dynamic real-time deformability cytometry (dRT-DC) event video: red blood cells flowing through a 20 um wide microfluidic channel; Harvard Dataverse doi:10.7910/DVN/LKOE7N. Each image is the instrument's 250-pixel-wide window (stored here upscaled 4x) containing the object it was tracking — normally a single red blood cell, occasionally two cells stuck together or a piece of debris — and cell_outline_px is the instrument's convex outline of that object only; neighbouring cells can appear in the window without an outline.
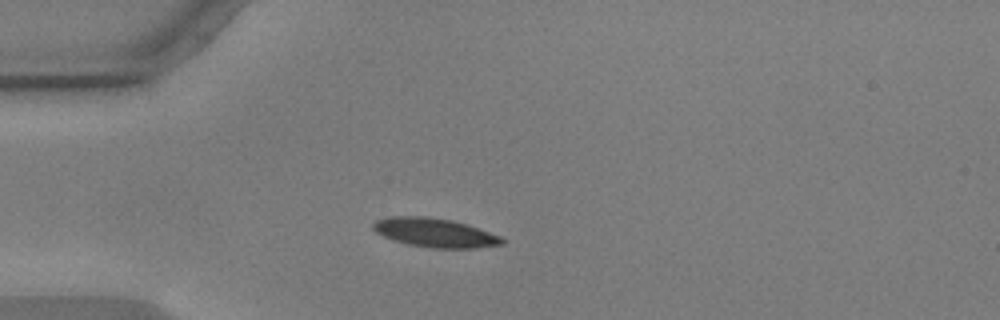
{"species": "common noctule bat (a hibernating species)", "species_latin": "Nyctalus noctula", "temperature_condition": "warm", "stored_images_in_passage": 42, "camera_frame_rate_fps": 3000, "um_per_image_px": 0.085, "animal": {"sex": "male", "body_mass_g": 17.9, "forearm_length_mm": 54.2}, "frame": {"image": 1, "passage_image": 1, "time_ms": 0.0, "image_size_px": [1000, 320], "cell_outline_px": [[504, 244], [476, 248], [432, 248], [408, 244], [392, 240], [376, 232], [372, 228], [372, 224], [376, 220], [392, 216], [424, 216], [452, 220], [500, 236], [504, 240]], "centroid_in_image_um": [36.92, 19.78], "position_along_channel_um": 48.1, "area_um2": 21.56}}
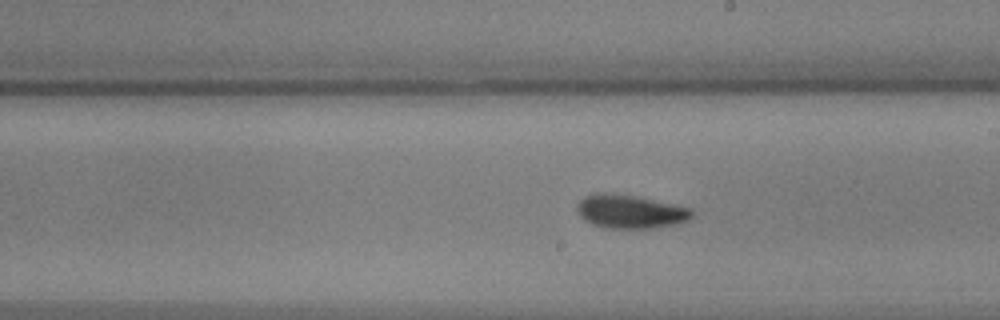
{"frame": {"image": 2, "passage_image": 18, "time_ms": 5.667, "image_size_px": [1000, 320], "cell_outline_px": [[696, 212], [688, 220], [680, 224], [652, 228], [608, 228], [592, 224], [584, 220], [576, 212], [576, 204], [584, 196], [596, 192], [604, 192], [636, 196], [676, 204], [692, 208]], "centroid_in_image_um": [53.59, 17.97], "position_along_channel_um": 235.4, "area_um2": 22.95}}
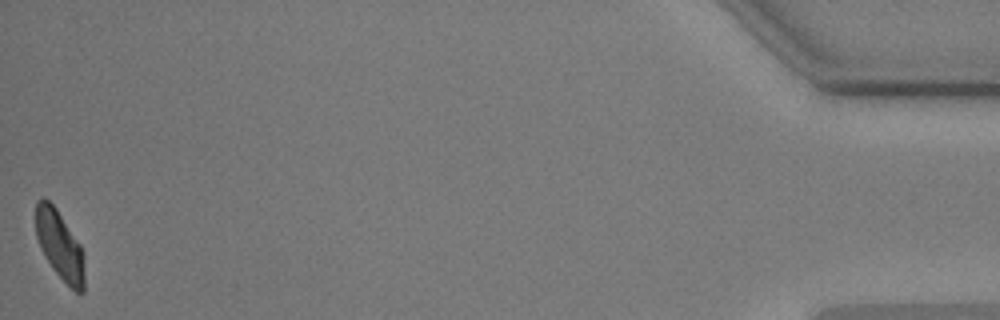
{"frame": {"image": 3, "passage_image": 42, "time_ms": 13.667, "image_size_px": [1000, 320], "cell_outline_px": [[84, 292], [76, 292], [52, 268], [44, 256], [40, 248], [36, 236], [36, 200], [40, 196], [44, 196], [56, 208], [80, 244], [84, 252]], "centroid_in_image_um": [5.07, 20.81], "position_along_channel_um": 430.1, "area_um2": 19.59}, "authors_computed_cell_mechanics": {"area_um2": 21.4438, "velocity_mm_per_s": 3.5859, "shape_relaxation_time_tau1_ms": 3.5844, "shape_relaxation_time_tau2_ms": 3.1597, "deformation_change_tau1": 0.1251, "deformation_change_tau2": 0.0731}}